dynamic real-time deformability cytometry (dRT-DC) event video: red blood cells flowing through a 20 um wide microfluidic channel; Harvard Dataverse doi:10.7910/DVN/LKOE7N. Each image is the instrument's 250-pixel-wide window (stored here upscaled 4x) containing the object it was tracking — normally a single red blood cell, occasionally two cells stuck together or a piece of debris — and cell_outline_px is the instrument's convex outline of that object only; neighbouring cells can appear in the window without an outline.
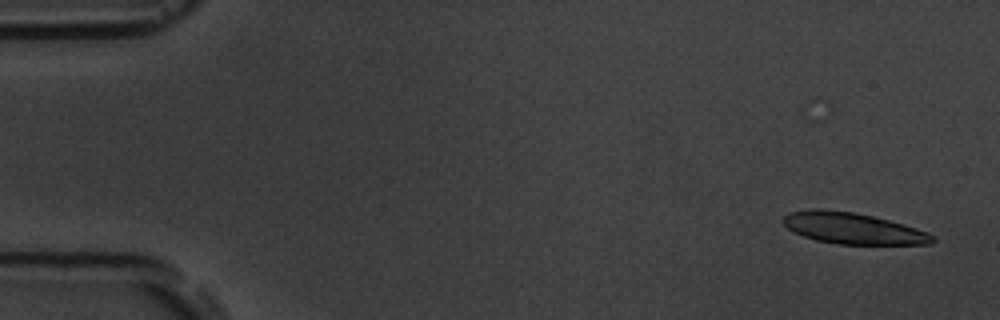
{"species": "common noctule bat (a hibernating species)", "species_latin": "Nyctalus noctula", "temperature_condition": "room temperature", "stored_images_in_passage": 6, "segment_of_instrument_passage": [2, 2], "camera_frame_rate_fps": 3000, "um_per_image_px": 0.085, "animal": {"sex": "male", "body_mass_g": 19.5, "forearm_length_mm": 54.6}, "frame": {"image": 1, "passage_image": 6, "time_ms": 6.0, "image_size_px": [1000, 320], "cell_outline_px": [[936, 240], [932, 244], [840, 244], [816, 240], [804, 236], [788, 228], [784, 224], [784, 216], [788, 212], [812, 208], [820, 208], [852, 212], [872, 216], [904, 224], [928, 232], [936, 236]], "centroid_in_image_um": [72.52, 19.4], "position_along_channel_um": 12.5, "area_um2": 27.11}}